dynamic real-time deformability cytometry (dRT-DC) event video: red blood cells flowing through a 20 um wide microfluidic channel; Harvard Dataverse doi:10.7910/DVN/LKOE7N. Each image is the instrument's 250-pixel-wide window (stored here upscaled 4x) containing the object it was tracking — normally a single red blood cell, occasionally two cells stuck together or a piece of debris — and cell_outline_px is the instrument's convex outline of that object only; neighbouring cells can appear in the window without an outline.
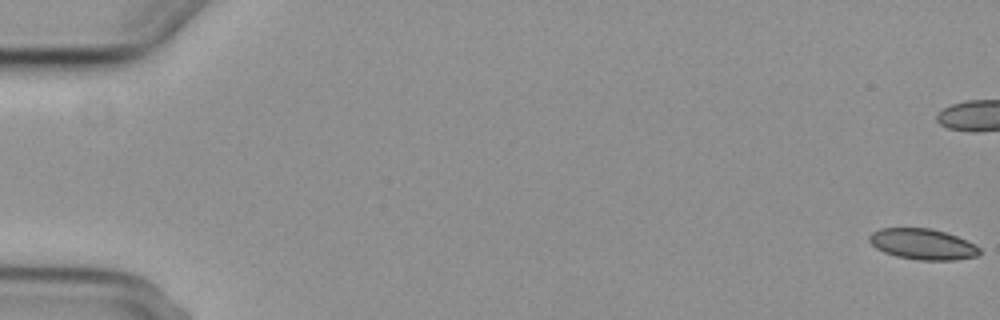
{"species": "common noctule bat (a hibernating species)", "species_latin": "Nyctalus noctula", "temperature_condition": "cold", "stored_images_in_passage": 5, "camera_frame_rate_fps": 3000, "um_per_image_px": 0.085, "animal": {"sex": "female", "body_mass_g": 29.2, "forearm_length_mm": 56.3}, "frame": {"image": 1, "passage_image": 5, "time_ms": 5.333, "image_size_px": [1000, 320], "cell_outline_px": [[980, 252], [976, 256], [956, 260], [916, 260], [896, 256], [884, 252], [876, 248], [868, 240], [868, 236], [872, 232], [880, 228], [932, 228], [956, 236], [976, 244], [980, 248]], "centroid_in_image_um": [78.42, 20.75], "position_along_channel_um": 6.6, "area_um2": 19.88}}